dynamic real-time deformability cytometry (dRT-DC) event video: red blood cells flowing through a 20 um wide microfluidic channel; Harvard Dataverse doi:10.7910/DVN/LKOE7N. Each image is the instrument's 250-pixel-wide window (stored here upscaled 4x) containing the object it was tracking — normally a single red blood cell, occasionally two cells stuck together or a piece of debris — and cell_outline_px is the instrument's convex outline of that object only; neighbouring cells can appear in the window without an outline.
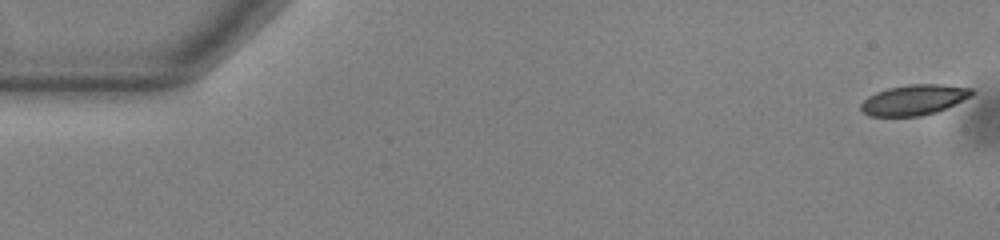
{"species": "common noctule bat (a hibernating species)", "species_latin": "Nyctalus noctula", "temperature_condition": "warm", "stored_images_in_passage": 54, "camera_frame_rate_fps": 3000, "um_per_image_px": 0.085, "animal": {"sex": "male", "body_mass_g": 13.0, "forearm_length_mm": 53.1}, "frame": {"image": 1, "passage_image": 1, "time_ms": 0.0, "image_size_px": [1000, 240], "cell_outline_px": [[972, 96], [936, 112], [920, 116], [868, 116], [860, 112], [860, 104], [868, 96], [876, 92], [888, 88], [908, 84], [944, 84], [972, 88]], "centroid_in_image_um": [77.65, 8.49], "position_along_channel_um": 7.4, "area_um2": 19.71}}
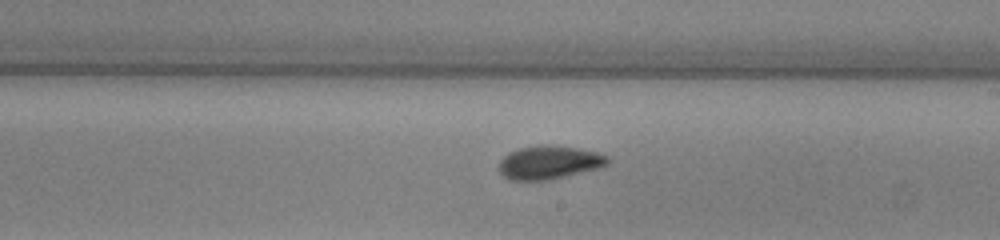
{"frame": {"image": 2, "passage_image": 31, "time_ms": 10.0, "image_size_px": [1000, 240], "cell_outline_px": [[608, 164], [600, 168], [548, 180], [508, 180], [500, 172], [500, 160], [508, 152], [520, 148], [576, 148], [596, 152], [608, 156]], "centroid_in_image_um": [46.68, 13.86], "position_along_channel_um": 242.3, "area_um2": 20.23}}
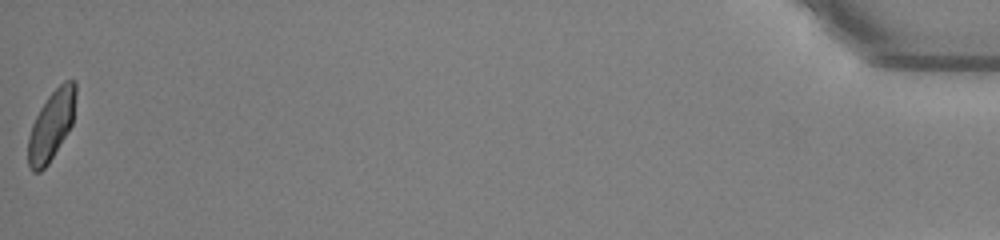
{"frame": {"image": 3, "passage_image": 54, "time_ms": 17.667, "image_size_px": [1000, 240], "cell_outline_px": [[76, 96], [72, 124], [48, 164], [40, 172], [32, 172], [28, 164], [28, 136], [32, 124], [40, 108], [48, 96], [64, 80], [76, 80]], "centroid_in_image_um": [4.36, 10.64], "position_along_channel_um": 430.8, "area_um2": 19.19}, "authors_computed_cell_mechanics": {"area_um2": 20.23, "velocity_mm_per_s": 3.81, "shape_relaxation_time_tau1_ms": 9.0882, "shape_relaxation_time_tau2_ms": 2.2983, "deformation_change_tau1": 0.1762, "deformation_change_tau2": 0.0586}}